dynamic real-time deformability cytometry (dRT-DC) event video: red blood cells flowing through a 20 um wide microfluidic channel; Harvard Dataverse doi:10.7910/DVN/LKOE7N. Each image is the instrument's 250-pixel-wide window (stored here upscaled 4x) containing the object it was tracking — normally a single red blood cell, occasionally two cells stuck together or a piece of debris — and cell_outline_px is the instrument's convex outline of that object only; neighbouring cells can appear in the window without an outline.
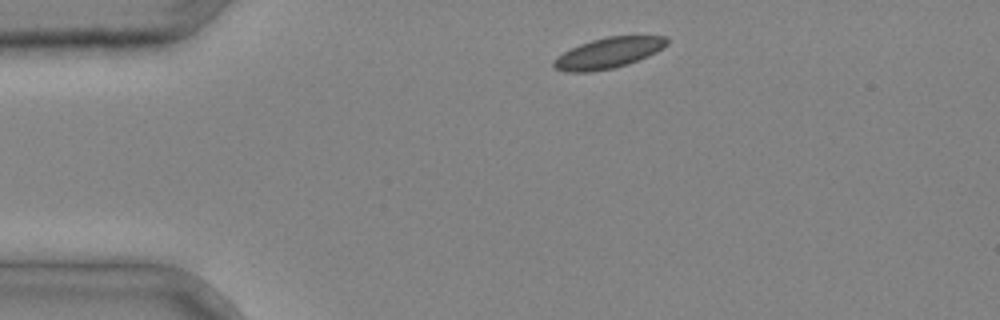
{"species": "common noctule bat (a hibernating species)", "species_latin": "Nyctalus noctula", "temperature_condition": "cold", "stored_images_in_passage": 2, "camera_frame_rate_fps": 3000, "um_per_image_px": 0.085, "animal": {"sex": "male", "body_mass_g": 20.4}, "frame": {"image": 1, "passage_image": 1, "time_ms": 0.0, "image_size_px": [1000, 320], "cell_outline_px": [[668, 44], [656, 52], [648, 56], [628, 64], [612, 68], [588, 72], [564, 72], [556, 68], [552, 64], [552, 60], [556, 56], [580, 44], [592, 40], [608, 36], [668, 36]], "centroid_in_image_um": [51.7, 4.5], "position_along_channel_um": 33.3, "area_um2": 20.17}}